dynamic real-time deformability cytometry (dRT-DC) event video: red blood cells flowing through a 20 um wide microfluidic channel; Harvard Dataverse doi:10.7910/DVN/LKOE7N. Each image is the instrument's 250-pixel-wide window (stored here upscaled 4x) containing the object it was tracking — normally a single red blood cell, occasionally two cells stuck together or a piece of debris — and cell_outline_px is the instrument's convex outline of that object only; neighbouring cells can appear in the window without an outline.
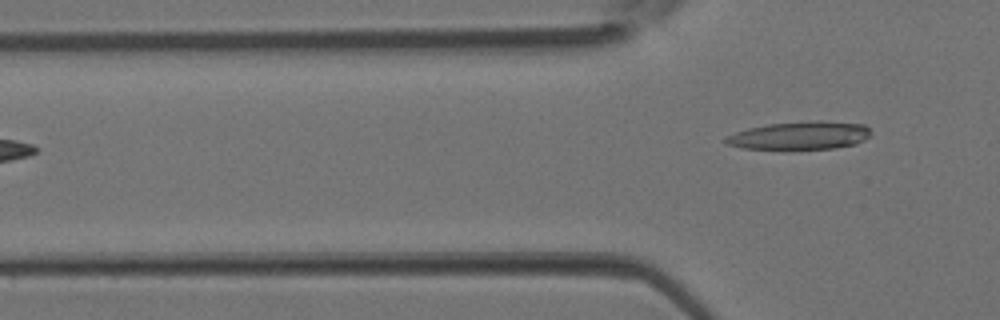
{"species": "Egyptian fruit bat (a non-hibernating species)", "species_latin": "Rousettus aegyptiacus", "temperature_condition": "room temperature", "stored_images_in_passage": 2, "camera_frame_rate_fps": 3000, "um_per_image_px": 0.085, "animal": {"sex": "female"}, "frame": {"image": 1, "passage_image": 2, "time_ms": 0.333, "image_size_px": [1000, 320], "cell_outline_px": [[872, 132], [864, 140], [856, 144], [836, 148], [784, 152], [744, 148], [724, 144], [724, 140], [728, 136], [736, 132], [748, 128], [768, 124], [820, 120], [864, 124]], "centroid_in_image_um": [67.97, 11.57], "position_along_channel_um": 57.8, "area_um2": 24.74}}